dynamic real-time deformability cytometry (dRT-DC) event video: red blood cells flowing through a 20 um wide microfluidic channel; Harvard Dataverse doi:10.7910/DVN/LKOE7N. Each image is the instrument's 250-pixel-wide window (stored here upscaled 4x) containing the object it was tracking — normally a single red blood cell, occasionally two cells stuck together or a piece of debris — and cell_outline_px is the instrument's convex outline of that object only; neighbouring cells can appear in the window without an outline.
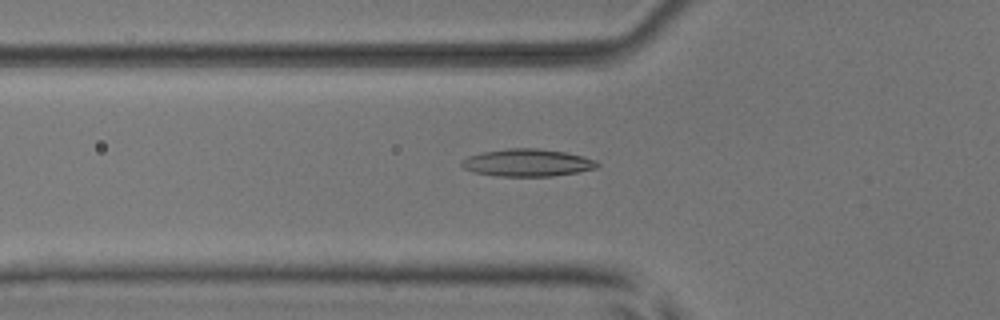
{"species": "common noctule bat (a hibernating species)", "species_latin": "Nyctalus noctula", "temperature_condition": "room temperature", "stored_images_in_passage": 47, "camera_frame_rate_fps": 3000, "um_per_image_px": 0.085, "animal": {"sex": "male", "body_mass_g": 17.9, "forearm_length_mm": 54.2}, "frame": {"image": 1, "passage_image": 13, "time_ms": 4.0, "image_size_px": [1000, 320], "cell_outline_px": [[600, 164], [596, 168], [580, 172], [552, 176], [496, 176], [476, 172], [464, 168], [460, 164], [460, 160], [468, 156], [484, 152], [508, 148], [540, 148], [564, 152], [596, 160]], "centroid_in_image_um": [44.83, 13.83], "position_along_channel_um": 81.0, "area_um2": 21.62}}
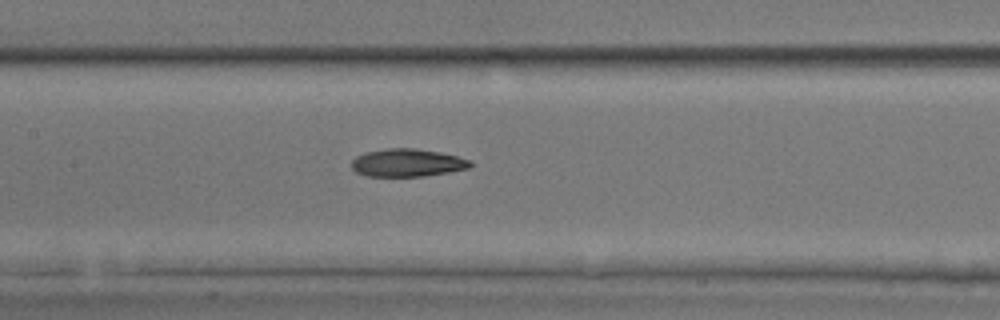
{"frame": {"image": 2, "passage_image": 20, "time_ms": 6.333, "image_size_px": [1000, 320], "cell_outline_px": [[472, 164], [468, 168], [448, 172], [424, 176], [368, 176], [356, 172], [352, 168], [352, 160], [356, 156], [364, 152], [388, 148], [416, 148], [440, 152], [472, 160]], "centroid_in_image_um": [34.61, 13.83], "position_along_channel_um": 172.8, "area_um2": 19.25}}
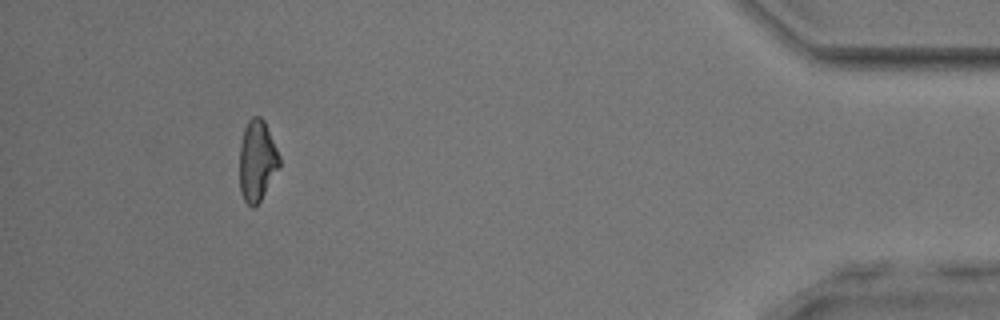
{"frame": {"image": 3, "passage_image": 43, "time_ms": 14.0, "image_size_px": [1000, 320], "cell_outline_px": [[280, 164], [260, 200], [252, 208], [244, 200], [240, 192], [240, 144], [244, 128], [248, 120], [252, 116], [260, 116], [264, 120], [280, 156]], "centroid_in_image_um": [21.83, 13.62], "position_along_channel_um": 413.4, "area_um2": 18.55}, "authors_computed_cell_mechanics": {"area_um2": 19.8254, "velocity_mm_per_s": 3.9222, "shape_relaxation_time_tau1_ms": 8.2964, "shape_relaxation_time_tau2_ms": 4.3974, "deformation_change_tau1": 0.1809, "deformation_change_tau2": 0.1162}}